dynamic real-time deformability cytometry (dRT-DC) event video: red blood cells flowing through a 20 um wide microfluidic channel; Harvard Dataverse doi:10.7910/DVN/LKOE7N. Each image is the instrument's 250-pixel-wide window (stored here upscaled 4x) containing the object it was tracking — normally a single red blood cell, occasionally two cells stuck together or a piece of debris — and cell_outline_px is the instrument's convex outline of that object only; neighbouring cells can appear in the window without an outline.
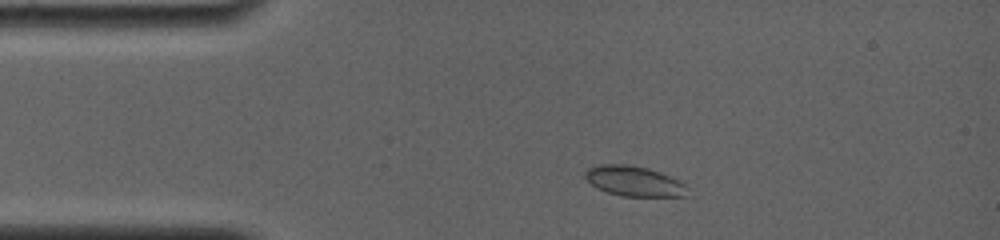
{"species": "common noctule bat (a hibernating species)", "species_latin": "Nyctalus noctula", "temperature_condition": "room temperature", "stored_images_in_passage": 36, "camera_frame_rate_fps": 4000, "um_per_image_px": 0.085, "animal": {"sex": "female", "body_mass_g": 19.0, "forearm_length_mm": 56.7}, "frame": {"image": 1, "passage_image": 4, "time_ms": 1.25, "image_size_px": [1000, 240], "cell_outline_px": [[688, 188], [684, 196], [620, 196], [596, 188], [584, 176], [584, 172], [588, 168], [600, 164], [624, 164], [648, 168], [660, 172], [684, 184]], "centroid_in_image_um": [53.84, 15.39], "position_along_channel_um": 31.2, "area_um2": 17.74}}
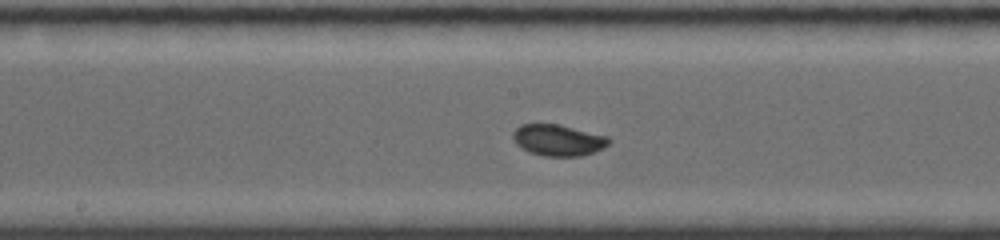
{"frame": {"image": 2, "passage_image": 18, "time_ms": 6.75, "image_size_px": [1000, 240], "cell_outline_px": [[612, 140], [608, 144], [592, 152], [580, 156], [544, 156], [528, 152], [520, 148], [512, 140], [512, 132], [520, 124], [560, 124], [608, 136]], "centroid_in_image_um": [47.39, 11.9], "position_along_channel_um": 200.8, "area_um2": 17.63}}
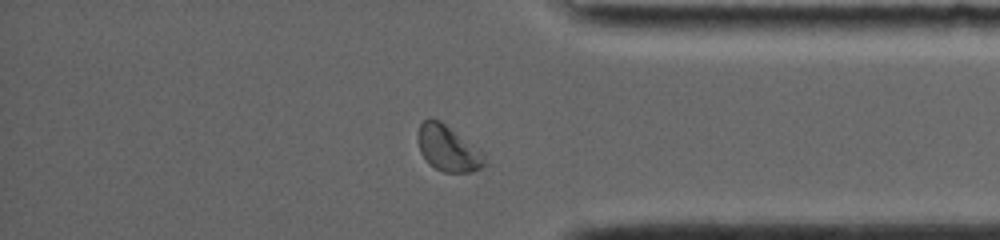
{"frame": {"image": 3, "passage_image": 32, "time_ms": 12.0, "image_size_px": [1000, 240], "cell_outline_px": [[488, 164], [472, 172], [444, 172], [428, 164], [420, 152], [420, 124], [424, 120], [440, 120], [484, 152]], "centroid_in_image_um": [38.15, 12.65], "position_along_channel_um": 397.0, "area_um2": 17.57}, "authors_computed_cell_mechanics": {"area_um2": 17.4556, "velocity_mm_per_s": 3.7925, "shape_relaxation_time_tau1_ms": 5.4098, "shape_relaxation_time_tau2_ms": null, "deformation_change_tau1": 0.1118, "deformation_change_tau2": null}}